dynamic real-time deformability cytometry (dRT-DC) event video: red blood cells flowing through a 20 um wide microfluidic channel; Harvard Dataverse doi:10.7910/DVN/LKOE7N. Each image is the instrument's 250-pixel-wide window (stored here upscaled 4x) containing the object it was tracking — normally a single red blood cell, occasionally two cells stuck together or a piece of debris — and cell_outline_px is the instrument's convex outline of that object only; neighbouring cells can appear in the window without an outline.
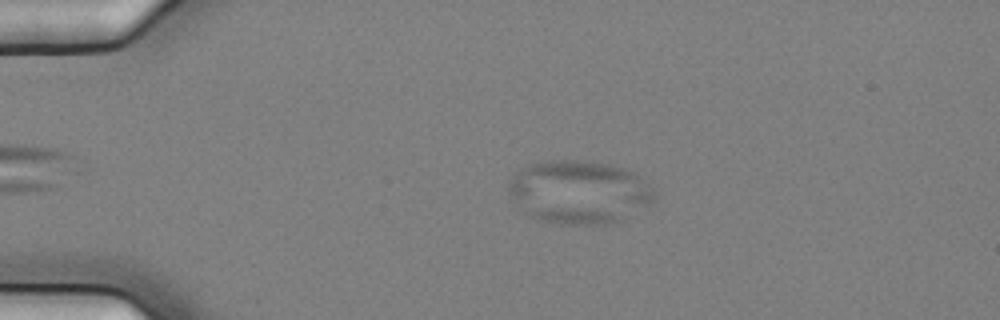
{"species": "common noctule bat (a hibernating species)", "species_latin": "Nyctalus noctula", "temperature_condition": "cold", "stored_images_in_passage": 5, "camera_frame_rate_fps": 3000, "um_per_image_px": 0.085, "animal": {"sex": "female", "body_mass_g": 25.1}, "frame": {"image": 1, "passage_image": 4, "time_ms": 1.0, "image_size_px": [1000, 320], "cell_outline_px": [[656, 200], [624, 220], [608, 224], [560, 224], [540, 220], [528, 216], [512, 200], [508, 192], [508, 188], [512, 176], [520, 168], [528, 164], [540, 160], [576, 160], [608, 164], [624, 168], [636, 172], [652, 188], [656, 196]], "centroid_in_image_um": [49.22, 16.32], "position_along_channel_um": 35.8, "area_um2": 54.39}}